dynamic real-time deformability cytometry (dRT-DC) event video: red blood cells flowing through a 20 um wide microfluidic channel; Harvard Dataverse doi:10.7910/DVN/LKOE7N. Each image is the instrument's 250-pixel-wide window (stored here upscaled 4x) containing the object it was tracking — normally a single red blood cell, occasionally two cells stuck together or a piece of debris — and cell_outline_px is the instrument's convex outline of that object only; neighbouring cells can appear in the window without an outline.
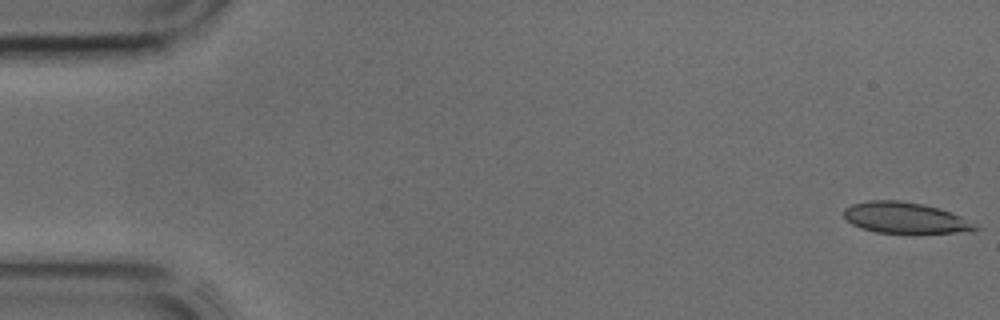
{"species": "common noctule bat (a hibernating species)", "species_latin": "Nyctalus noctula", "temperature_condition": "cold", "stored_images_in_passage": 44, "camera_frame_rate_fps": 3000, "um_per_image_px": 0.085, "animal": {"sex": "male", "body_mass_g": 17.9, "forearm_length_mm": 54.2}, "frame": {"image": 1, "passage_image": 1, "time_ms": 0.0, "image_size_px": [1000, 320], "cell_outline_px": [[980, 228], [972, 232], [904, 236], [876, 232], [860, 228], [852, 224], [844, 216], [844, 208], [852, 204], [868, 200], [896, 200], [924, 204], [952, 212], [976, 224]], "centroid_in_image_um": [77.0, 18.58], "position_along_channel_um": 8.0, "area_um2": 24.97}}
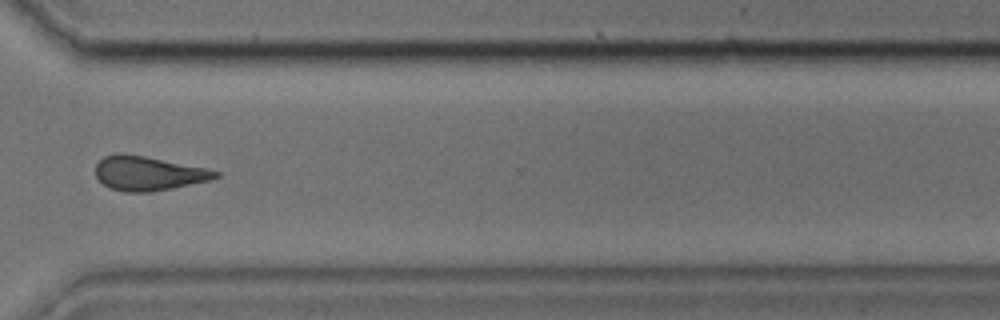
{"frame": {"image": 2, "passage_image": 32, "time_ms": 10.333, "image_size_px": [1000, 320], "cell_outline_px": [[220, 176], [208, 180], [172, 188], [148, 192], [124, 192], [108, 188], [96, 176], [96, 164], [104, 156], [116, 152], [120, 152], [144, 156], [208, 168], [220, 172]], "centroid_in_image_um": [12.58, 14.72], "position_along_channel_um": 358.0, "area_um2": 23.93}}
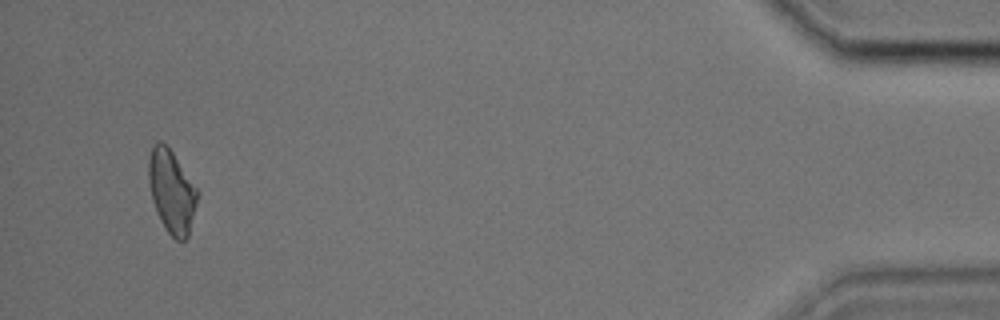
{"frame": {"image": 3, "passage_image": 41, "time_ms": 13.333, "image_size_px": [1000, 320], "cell_outline_px": [[200, 192], [188, 236], [184, 240], [176, 240], [164, 228], [156, 212], [152, 200], [148, 180], [148, 160], [152, 144], [160, 140], [172, 152]], "centroid_in_image_um": [14.58, 16.27], "position_along_channel_um": 420.6, "area_um2": 23.7}}